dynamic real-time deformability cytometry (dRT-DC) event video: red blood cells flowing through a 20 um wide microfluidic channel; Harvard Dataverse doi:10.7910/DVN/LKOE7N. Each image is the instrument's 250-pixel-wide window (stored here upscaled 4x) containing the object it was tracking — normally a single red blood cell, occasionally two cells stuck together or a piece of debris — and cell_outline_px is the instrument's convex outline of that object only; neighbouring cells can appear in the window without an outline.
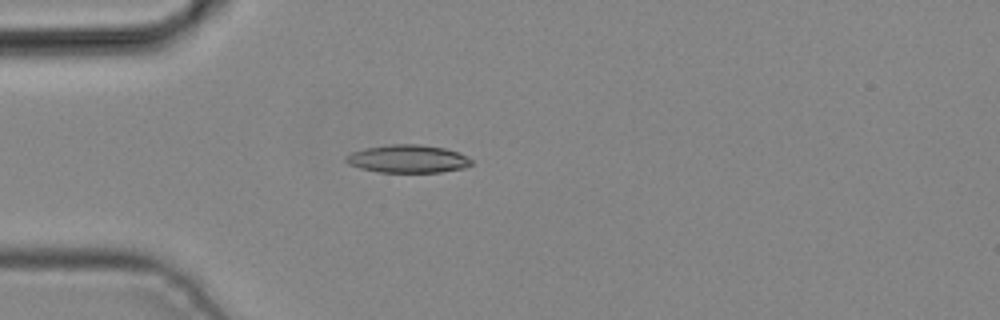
{"species": "common noctule bat (a hibernating species)", "species_latin": "Nyctalus noctula", "temperature_condition": "cold", "stored_images_in_passage": 3, "camera_frame_rate_fps": 3000, "um_per_image_px": 0.085, "animal": {"sex": "male", "body_mass_g": 19.2, "forearm_length_mm": 51.8}, "frame": {"image": 1, "passage_image": 3, "time_ms": 0.667, "image_size_px": [1000, 320], "cell_outline_px": [[472, 164], [464, 168], [440, 172], [380, 172], [360, 168], [348, 164], [344, 160], [344, 156], [352, 152], [364, 148], [388, 144], [420, 144], [444, 148], [456, 152], [472, 160]], "centroid_in_image_um": [34.61, 13.5], "position_along_channel_um": 50.4, "area_um2": 20.4}}